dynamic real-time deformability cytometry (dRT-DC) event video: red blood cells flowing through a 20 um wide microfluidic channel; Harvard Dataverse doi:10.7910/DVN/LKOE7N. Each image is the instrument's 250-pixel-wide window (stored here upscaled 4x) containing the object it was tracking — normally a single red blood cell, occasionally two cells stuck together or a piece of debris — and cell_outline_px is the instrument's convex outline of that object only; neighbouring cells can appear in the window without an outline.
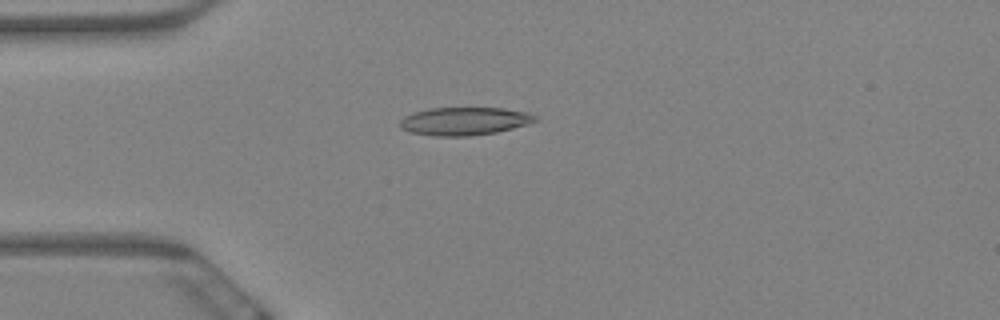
{"species": "Egyptian fruit bat (a non-hibernating species)", "species_latin": "Rousettus aegyptiacus", "temperature_condition": "warm", "stored_images_in_passage": 8, "camera_frame_rate_fps": 3000, "um_per_image_px": 0.085, "animal": {"sex": "female"}, "frame": {"image": 1, "passage_image": 4, "time_ms": 1.0, "image_size_px": [1000, 320], "cell_outline_px": [[540, 120], [528, 124], [496, 132], [468, 136], [436, 136], [408, 132], [400, 128], [400, 120], [404, 116], [412, 112], [428, 108], [504, 108], [528, 112], [536, 116]], "centroid_in_image_um": [39.46, 10.29], "position_along_channel_um": 45.5, "area_um2": 22.25}}
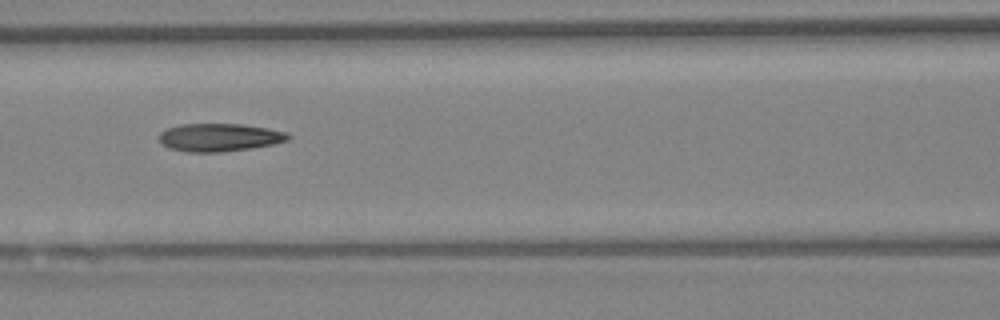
{"frame": {"image": 2, "passage_image": 7, "time_ms": 2.0, "image_size_px": [1000, 320], "cell_outline_px": [[292, 136], [288, 140], [272, 144], [252, 148], [220, 152], [188, 152], [168, 148], [160, 144], [160, 132], [168, 128], [180, 124], [244, 124], [268, 128], [288, 132]], "centroid_in_image_um": [18.66, 11.68], "position_along_channel_um": 147.9, "area_um2": 21.15}}
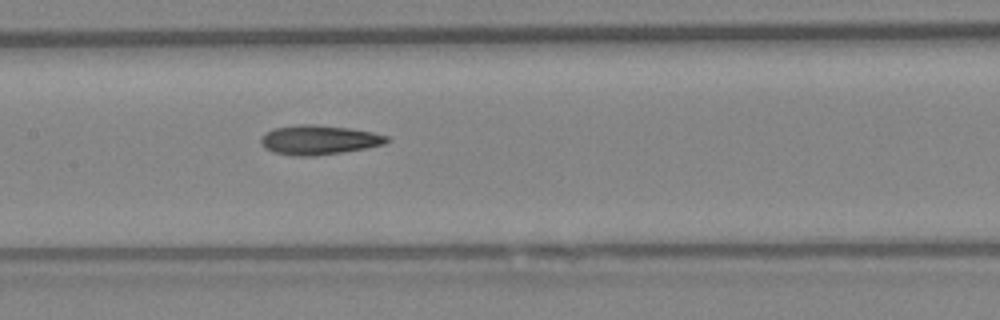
{"frame": {"image": 3, "passage_image": 8, "time_ms": 2.333, "image_size_px": [1000, 320], "cell_outline_px": [[392, 140], [384, 144], [368, 148], [312, 156], [292, 156], [272, 152], [264, 148], [260, 140], [272, 128], [300, 124], [316, 124], [348, 128], [372, 132], [388, 136]], "centroid_in_image_um": [27.12, 11.89], "position_along_channel_um": 180.3, "area_um2": 21.62}}